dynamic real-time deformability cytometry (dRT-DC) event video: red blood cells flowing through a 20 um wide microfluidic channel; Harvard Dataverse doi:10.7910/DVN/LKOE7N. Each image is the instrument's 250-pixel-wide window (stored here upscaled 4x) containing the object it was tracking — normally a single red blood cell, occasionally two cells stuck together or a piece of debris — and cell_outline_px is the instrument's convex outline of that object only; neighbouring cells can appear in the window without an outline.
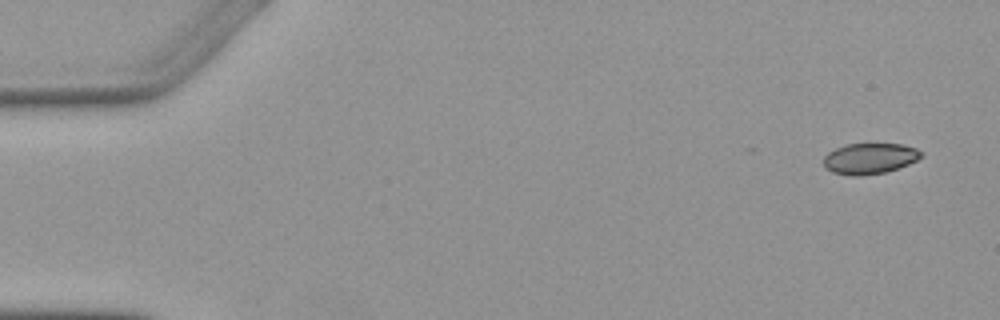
{"species": "Egyptian fruit bat (a non-hibernating species)", "species_latin": "Rousettus aegyptiacus", "temperature_condition": "warm", "stored_images_in_passage": 4, "camera_frame_rate_fps": 3000, "um_per_image_px": 0.085, "animal": {"sex": "female"}, "frame": {"image": 1, "passage_image": 1, "time_ms": 0.0, "image_size_px": [1000, 320], "cell_outline_px": [[924, 152], [916, 160], [908, 164], [884, 172], [860, 176], [852, 176], [832, 172], [824, 164], [824, 156], [828, 152], [836, 148], [848, 144], [900, 144], [916, 148]], "centroid_in_image_um": [73.91, 13.47], "position_along_channel_um": 11.1, "area_um2": 17.28}}
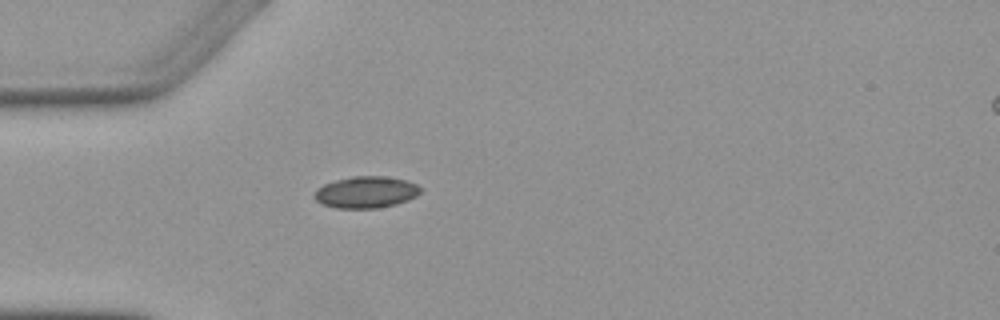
{"frame": {"image": 2, "passage_image": 4, "time_ms": 4.333, "image_size_px": [1000, 320], "cell_outline_px": [[424, 188], [416, 196], [408, 200], [396, 204], [376, 208], [336, 208], [320, 204], [312, 196], [316, 188], [324, 184], [336, 180], [352, 176], [384, 176], [408, 180]], "centroid_in_image_um": [31.1, 16.33], "position_along_channel_um": 53.9, "area_um2": 19.83}}